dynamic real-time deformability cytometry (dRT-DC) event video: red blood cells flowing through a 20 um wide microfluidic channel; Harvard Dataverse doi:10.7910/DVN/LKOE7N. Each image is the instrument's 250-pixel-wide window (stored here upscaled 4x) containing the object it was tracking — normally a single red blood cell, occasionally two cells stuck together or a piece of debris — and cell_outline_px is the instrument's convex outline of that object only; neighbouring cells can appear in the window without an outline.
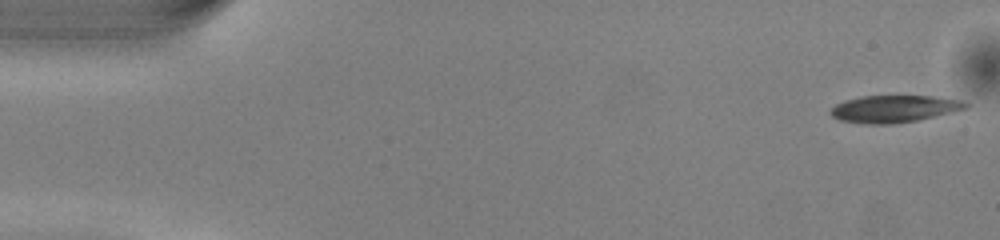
{"species": "common noctule bat (a hibernating species)", "species_latin": "Nyctalus noctula", "temperature_condition": "warm", "stored_images_in_passage": 50, "camera_frame_rate_fps": 3000, "um_per_image_px": 0.085, "animal": {"sex": "male", "body_mass_g": 13.0, "forearm_length_mm": 53.1}, "frame": {"image": 1, "passage_image": 1, "time_ms": 0.0, "image_size_px": [1000, 240], "cell_outline_px": [[968, 108], [952, 112], [916, 120], [892, 124], [864, 124], [840, 120], [832, 116], [828, 112], [836, 104], [844, 100], [860, 96], [932, 96], [960, 100], [968, 104]], "centroid_in_image_um": [75.96, 9.25], "position_along_channel_um": 9.0, "area_um2": 21.27}}
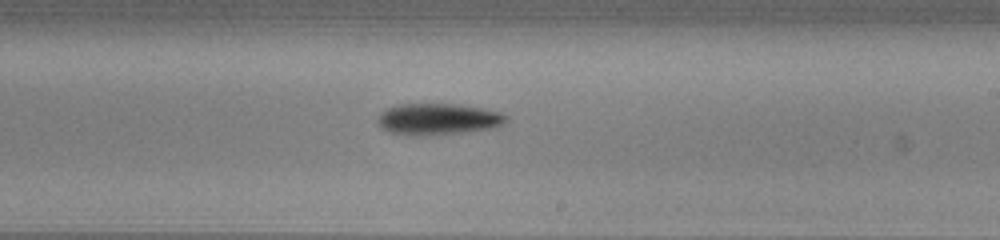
{"frame": {"image": 2, "passage_image": 29, "time_ms": 9.333, "image_size_px": [1000, 240], "cell_outline_px": [[508, 120], [496, 128], [464, 132], [420, 136], [408, 136], [388, 132], [380, 128], [376, 124], [376, 120], [388, 108], [400, 104], [460, 104], [484, 108], [500, 112], [508, 116]], "centroid_in_image_um": [37.24, 10.14], "position_along_channel_um": 251.8, "area_um2": 23.87}}
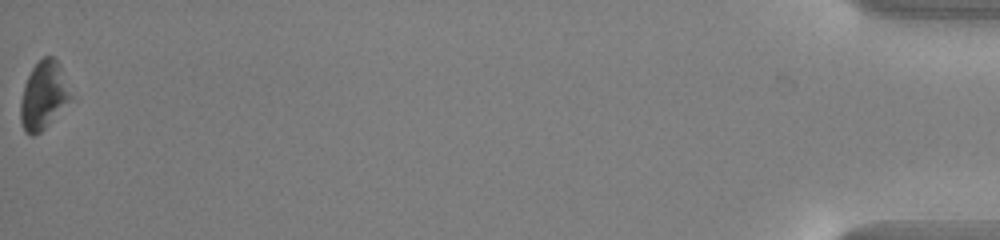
{"frame": {"image": 3, "passage_image": 50, "time_ms": 16.333, "image_size_px": [1000, 240], "cell_outline_px": [[72, 96], [48, 124], [40, 132], [32, 136], [24, 132], [20, 120], [20, 100], [24, 84], [32, 68], [44, 56], [52, 56], [60, 64]], "centroid_in_image_um": [3.66, 8.1], "position_along_channel_um": 431.5, "area_um2": 19.54}, "authors_computed_cell_mechanics": {"area_um2": 21.675, "velocity_mm_per_s": 4.0595, "shape_relaxation_time_tau1_ms": 1.895, "shape_relaxation_time_tau2_ms": null, "deformation_change_tau1": 0.1028, "deformation_change_tau2": null}}